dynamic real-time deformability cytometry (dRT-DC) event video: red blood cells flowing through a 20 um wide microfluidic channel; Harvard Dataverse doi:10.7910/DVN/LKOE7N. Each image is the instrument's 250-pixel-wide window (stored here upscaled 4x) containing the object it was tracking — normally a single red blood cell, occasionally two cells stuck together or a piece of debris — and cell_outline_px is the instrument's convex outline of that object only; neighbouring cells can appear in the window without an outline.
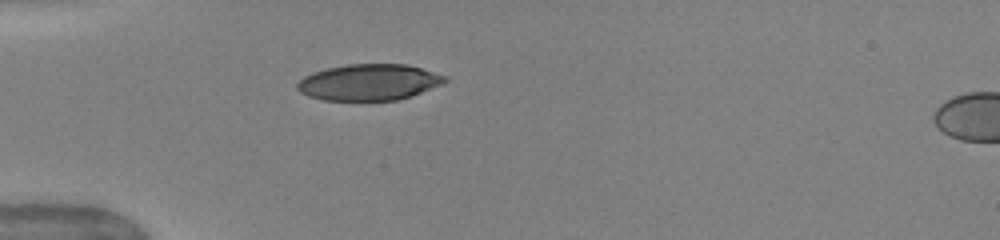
{"species": "human", "species_latin": "Homo sapiens", "temperature_condition": "warm", "stored_images_in_passage": 36, "camera_frame_rate_fps": 3000, "um_per_image_px": 0.085, "donor": {"sex": "female"}, "frame": {"image": 1, "passage_image": 1, "time_ms": 0.0, "image_size_px": [1000, 240], "cell_outline_px": [[448, 80], [440, 84], [412, 96], [396, 100], [324, 100], [308, 96], [300, 92], [296, 88], [296, 84], [304, 76], [312, 72], [328, 68], [348, 64], [408, 64], [448, 76]], "centroid_in_image_um": [31.36, 6.98], "position_along_channel_um": 53.6, "area_um2": 31.15}, "authors_computed_cell_mechanics": {"area_um2": 32.657, "velocity_mm_per_s": 4.0252, "shape_relaxation_time_tau1_ms": 4.4067, "shape_relaxation_time_tau2_ms": 0.8242, "deformation_change_tau1": 0.1934, "deformation_change_tau2": 0.0478}}